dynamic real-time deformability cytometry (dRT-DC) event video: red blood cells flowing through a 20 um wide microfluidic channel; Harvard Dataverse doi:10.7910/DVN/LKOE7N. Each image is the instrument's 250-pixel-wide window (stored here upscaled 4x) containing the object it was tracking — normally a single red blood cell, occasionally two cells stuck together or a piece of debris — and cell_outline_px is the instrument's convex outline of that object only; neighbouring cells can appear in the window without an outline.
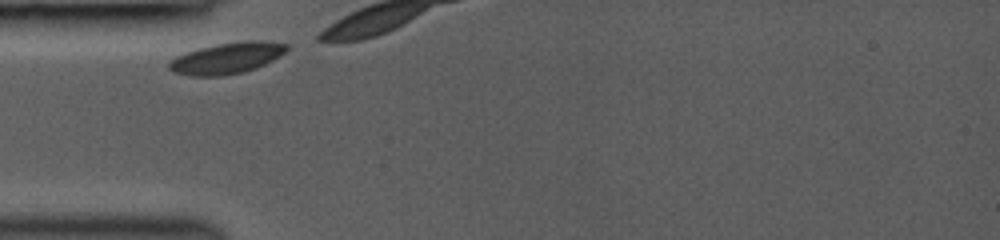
{"species": "common noctule bat (a hibernating species)", "species_latin": "Nyctalus noctula", "temperature_condition": "room temperature", "stored_images_in_passage": 3, "camera_frame_rate_fps": 3000, "um_per_image_px": 0.085, "animal": {"sex": "female", "body_mass_g": 19.0, "forearm_length_mm": 53.3}, "frame": {"image": 1, "passage_image": 1, "time_ms": 0.0, "image_size_px": [1000, 240], "cell_outline_px": [[288, 48], [280, 56], [256, 68], [244, 72], [220, 76], [192, 76], [172, 72], [168, 68], [168, 64], [176, 56], [200, 48], [220, 44], [248, 40], [260, 40], [288, 44]], "centroid_in_image_um": [19.29, 4.95], "position_along_channel_um": 65.7, "area_um2": 21.15}}